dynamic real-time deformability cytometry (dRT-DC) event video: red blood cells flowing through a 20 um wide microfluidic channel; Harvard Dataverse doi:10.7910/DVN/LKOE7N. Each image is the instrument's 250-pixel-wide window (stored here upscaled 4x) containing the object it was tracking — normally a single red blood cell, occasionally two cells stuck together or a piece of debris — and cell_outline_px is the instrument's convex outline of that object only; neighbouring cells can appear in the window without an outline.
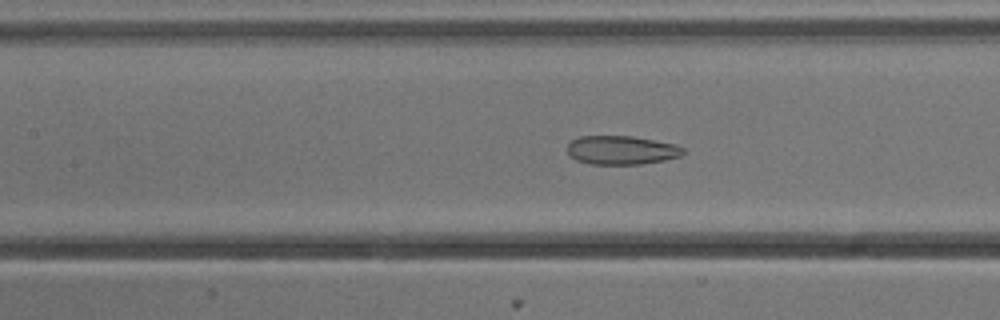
{"species": "common noctule bat (a hibernating species)", "species_latin": "Nyctalus noctula", "temperature_condition": "cold", "stored_images_in_passage": 53, "camera_frame_rate_fps": 3000, "um_per_image_px": 0.085, "animal": {"sex": "male", "body_mass_g": 13.3}, "frame": {"image": 1, "passage_image": 23, "time_ms": 7.333, "image_size_px": [1000, 320], "cell_outline_px": [[684, 152], [680, 156], [664, 160], [640, 164], [592, 164], [576, 160], [568, 156], [568, 144], [572, 140], [580, 136], [632, 136], [676, 144], [684, 148]], "centroid_in_image_um": [52.81, 12.76], "position_along_channel_um": 154.6, "area_um2": 19.42}}
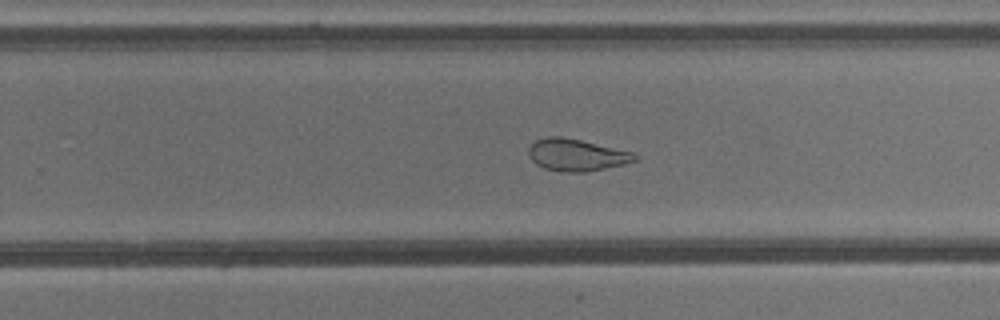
{"frame": {"image": 2, "passage_image": 33, "time_ms": 10.667, "image_size_px": [1000, 320], "cell_outline_px": [[636, 160], [624, 164], [584, 172], [560, 172], [544, 168], [536, 164], [528, 156], [528, 148], [536, 140], [548, 136], [560, 136], [580, 140], [636, 152]], "centroid_in_image_um": [48.99, 13.17], "position_along_channel_um": 280.8, "area_um2": 19.83}}
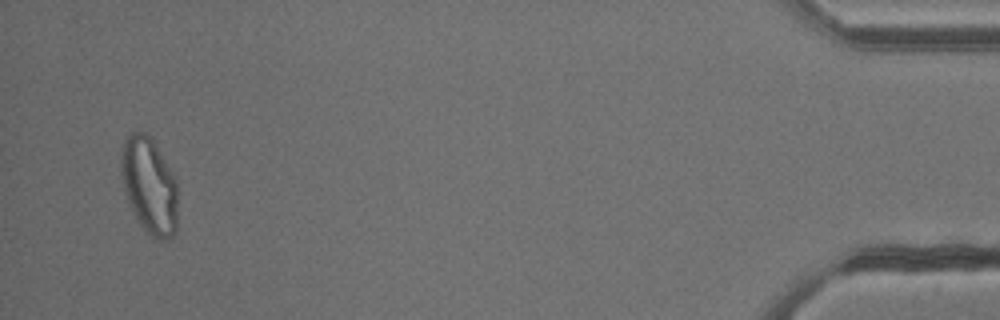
{"frame": {"image": 3, "passage_image": 51, "time_ms": 16.667, "image_size_px": [1000, 320], "cell_outline_px": [[176, 232], [172, 236], [164, 240], [156, 240], [140, 224], [132, 212], [128, 204], [124, 192], [120, 172], [120, 160], [124, 140], [132, 132], [144, 132], [152, 140], [172, 172], [176, 180]], "centroid_in_image_um": [12.65, 15.8], "position_along_channel_um": 422.5, "area_um2": 31.67}, "authors_computed_cell_mechanics": {"area_um2": 26.588, "velocity_mm_per_s": 3.8042, "shape_relaxation_time_tau1_ms": null, "shape_relaxation_time_tau2_ms": 1.8322, "deformation_change_tau1": null, "deformation_change_tau2": 0.0911}}